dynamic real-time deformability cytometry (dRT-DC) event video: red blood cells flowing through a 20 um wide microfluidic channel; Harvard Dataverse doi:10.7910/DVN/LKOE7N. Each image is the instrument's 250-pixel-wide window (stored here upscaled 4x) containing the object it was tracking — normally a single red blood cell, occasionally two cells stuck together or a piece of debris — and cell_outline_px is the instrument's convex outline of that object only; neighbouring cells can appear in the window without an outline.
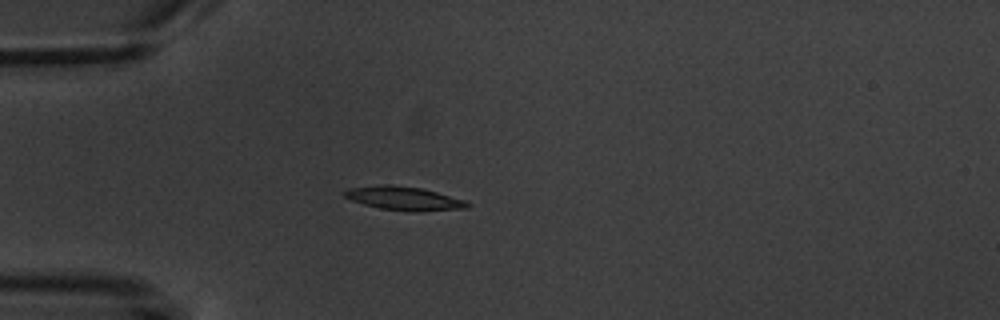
{"species": "common noctule bat (a hibernating species)", "species_latin": "Nyctalus noctula", "temperature_condition": "warm", "stored_images_in_passage": 3, "camera_frame_rate_fps": 3000, "um_per_image_px": 0.085, "animal": {"sex": "male", "body_mass_g": 20.1, "forearm_length_mm": 53.5}, "frame": {"image": 1, "passage_image": 3, "time_ms": 2.333, "image_size_px": [1000, 320], "cell_outline_px": [[472, 204], [468, 208], [420, 212], [416, 212], [380, 208], [364, 204], [352, 200], [344, 196], [340, 192], [348, 188], [380, 184], [392, 184], [424, 188], [464, 200]], "centroid_in_image_um": [34.34, 16.85], "position_along_channel_um": 50.7, "area_um2": 17.22}}